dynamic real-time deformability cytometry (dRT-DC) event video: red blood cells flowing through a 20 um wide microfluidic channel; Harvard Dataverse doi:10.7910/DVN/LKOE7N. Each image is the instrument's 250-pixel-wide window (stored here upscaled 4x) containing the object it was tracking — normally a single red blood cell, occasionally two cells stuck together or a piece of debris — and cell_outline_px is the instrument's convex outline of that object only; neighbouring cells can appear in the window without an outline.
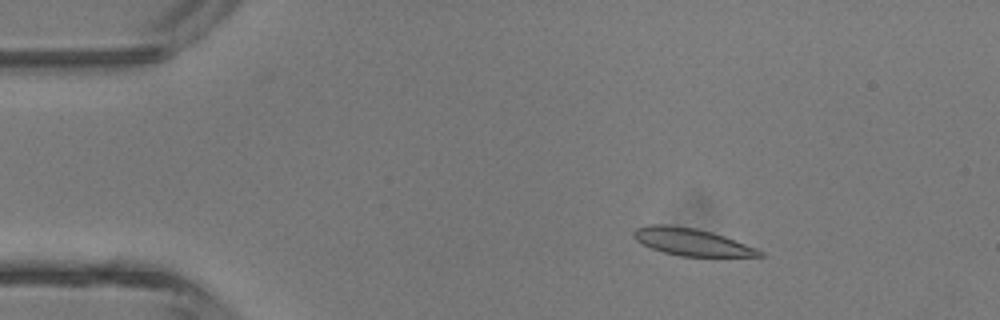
{"species": "common noctule bat (a hibernating species)", "species_latin": "Nyctalus noctula", "temperature_condition": "room temperature", "stored_images_in_passage": 4, "camera_frame_rate_fps": 3000, "um_per_image_px": 0.085, "animal": {"sex": "male", "body_mass_g": 13.3}, "frame": {"image": 1, "passage_image": 2, "time_ms": 1.333, "image_size_px": [1000, 320], "cell_outline_px": [[764, 256], [680, 256], [664, 252], [652, 248], [636, 240], [632, 236], [632, 232], [636, 228], [648, 224], [664, 224], [696, 228], [712, 232], [724, 236], [756, 248], [764, 252]], "centroid_in_image_um": [58.76, 20.55], "position_along_channel_um": 26.2, "area_um2": 19.83}}